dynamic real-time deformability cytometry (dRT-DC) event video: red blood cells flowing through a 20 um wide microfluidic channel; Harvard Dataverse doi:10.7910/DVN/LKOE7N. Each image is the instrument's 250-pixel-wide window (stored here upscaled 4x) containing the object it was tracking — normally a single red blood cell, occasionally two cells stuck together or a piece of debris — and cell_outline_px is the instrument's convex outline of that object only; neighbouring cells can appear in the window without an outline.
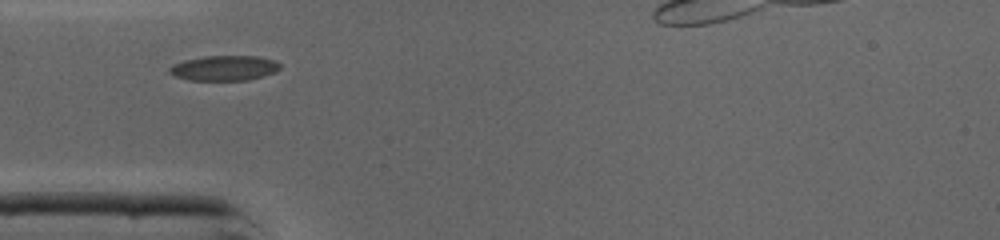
{"species": "common noctule bat (a hibernating species)", "species_latin": "Nyctalus noctula", "temperature_condition": "cold", "stored_images_in_passage": 25, "camera_frame_rate_fps": 3000, "um_per_image_px": 0.085, "animal": {"sex": "male", "body_mass_g": 19.0, "forearm_length_mm": 50.8}, "frame": {"image": 1, "passage_image": 1, "time_ms": 0.0, "image_size_px": [1000, 240], "cell_outline_px": [[280, 68], [276, 72], [248, 80], [188, 80], [176, 76], [168, 72], [168, 68], [172, 64], [184, 60], [204, 56], [256, 56], [276, 60], [280, 64]], "centroid_in_image_um": [19.05, 5.78], "position_along_channel_um": 65.9, "area_um2": 16.24}}
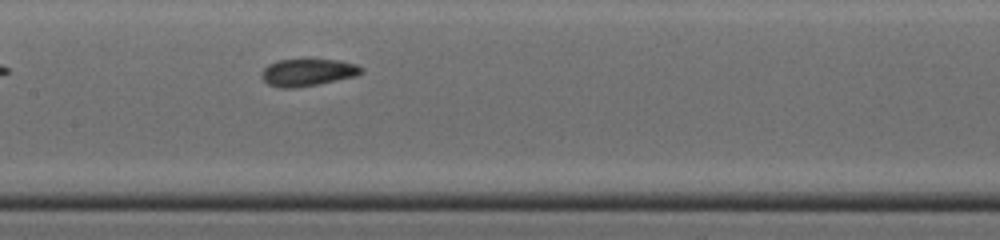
{"frame": {"image": 2, "passage_image": 9, "time_ms": 2.667, "image_size_px": [1000, 240], "cell_outline_px": [[364, 72], [356, 76], [296, 88], [280, 88], [268, 84], [264, 80], [264, 68], [268, 64], [276, 60], [336, 60], [356, 64], [364, 68]], "centroid_in_image_um": [26.19, 6.15], "position_along_channel_um": 181.2, "area_um2": 15.55}}
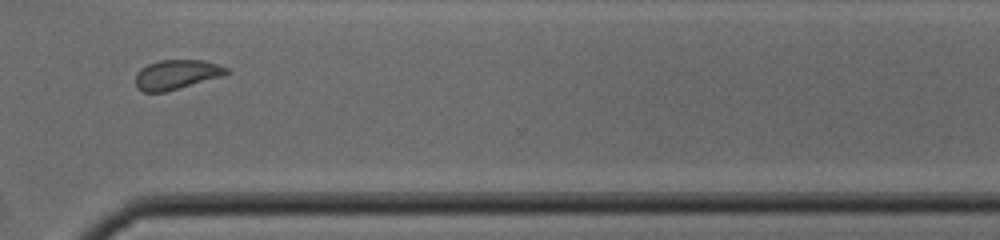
{"frame": {"image": 3, "passage_image": 21, "time_ms": 6.667, "image_size_px": [1000, 240], "cell_outline_px": [[228, 72], [220, 76], [164, 92], [144, 92], [136, 88], [136, 72], [140, 68], [148, 64], [160, 60], [204, 60], [228, 68]], "centroid_in_image_um": [14.94, 6.33], "position_along_channel_um": 355.7, "area_um2": 15.37}, "authors_computed_cell_mechanics": {"area_um2": 15.606, "velocity_mm_per_s": 4.3366, "shape_relaxation_time_tau1_ms": null, "shape_relaxation_time_tau2_ms": 1.2001, "deformation_change_tau1": null, "deformation_change_tau2": 0.0386}}